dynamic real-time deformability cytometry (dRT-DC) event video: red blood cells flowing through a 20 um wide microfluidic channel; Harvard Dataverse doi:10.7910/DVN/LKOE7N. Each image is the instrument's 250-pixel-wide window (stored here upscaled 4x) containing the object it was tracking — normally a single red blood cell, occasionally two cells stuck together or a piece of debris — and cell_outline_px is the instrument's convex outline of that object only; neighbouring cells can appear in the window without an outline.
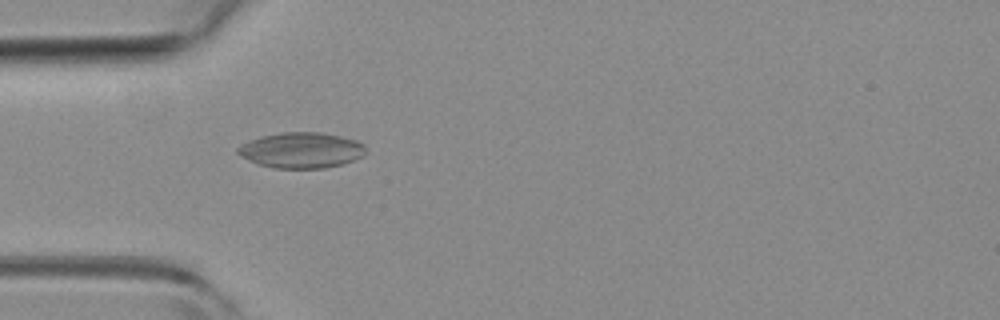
{"species": "common noctule bat (a hibernating species)", "species_latin": "Nyctalus noctula", "temperature_condition": "room temperature", "stored_images_in_passage": 38, "camera_frame_rate_fps": 3000, "um_per_image_px": 0.085, "animal": {"sex": "female", "body_mass_g": 19.3, "forearm_length_mm": 54.1}, "frame": {"image": 1, "passage_image": 2, "time_ms": 0.333, "image_size_px": [1000, 320], "cell_outline_px": [[364, 156], [344, 164], [324, 168], [276, 168], [260, 164], [240, 156], [236, 152], [236, 148], [240, 144], [260, 136], [280, 132], [320, 132], [340, 136], [356, 140], [364, 144]], "centroid_in_image_um": [25.61, 12.76], "position_along_channel_um": 59.4, "area_um2": 26.65}}
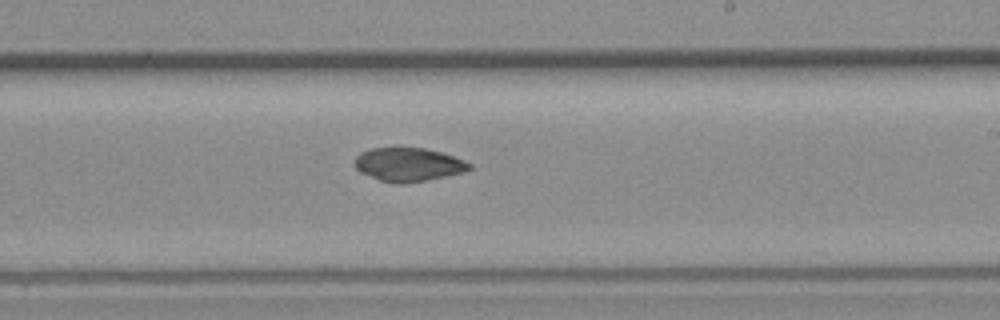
{"frame": {"image": 2, "passage_image": 17, "time_ms": 5.333, "image_size_px": [1000, 320], "cell_outline_px": [[472, 168], [464, 172], [424, 180], [400, 184], [392, 184], [380, 180], [360, 172], [356, 168], [356, 156], [360, 152], [372, 148], [396, 144], [400, 144], [424, 148], [444, 152], [464, 160], [472, 164]], "centroid_in_image_um": [34.7, 13.93], "position_along_channel_um": 254.3, "area_um2": 23.18}}
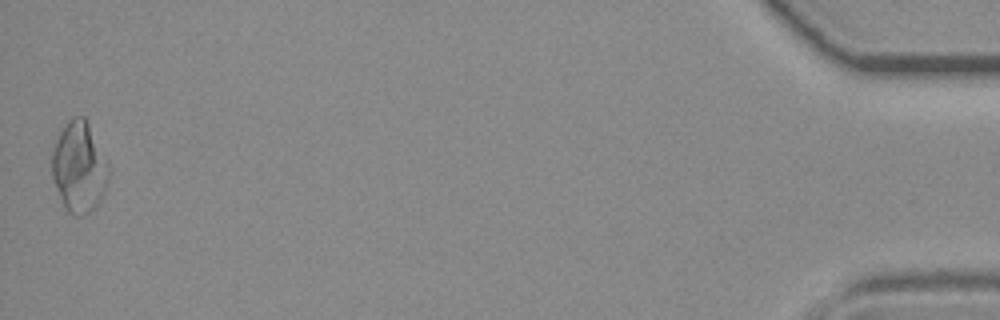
{"frame": {"image": 3, "passage_image": 38, "time_ms": 12.333, "image_size_px": [1000, 320], "cell_outline_px": [[108, 176], [104, 192], [96, 208], [84, 216], [72, 216], [64, 208], [52, 180], [52, 152], [56, 140], [60, 132], [68, 120], [72, 116], [84, 116], [108, 164]], "centroid_in_image_um": [6.69, 14.27], "position_along_channel_um": 428.5, "area_um2": 29.88}, "authors_computed_cell_mechanics": {"area_um2": 24.0159, "velocity_mm_per_s": 3.9477, "shape_relaxation_time_tau1_ms": null, "shape_relaxation_time_tau2_ms": 9.0822, "deformation_change_tau1": null, "deformation_change_tau2": 0.0783}}